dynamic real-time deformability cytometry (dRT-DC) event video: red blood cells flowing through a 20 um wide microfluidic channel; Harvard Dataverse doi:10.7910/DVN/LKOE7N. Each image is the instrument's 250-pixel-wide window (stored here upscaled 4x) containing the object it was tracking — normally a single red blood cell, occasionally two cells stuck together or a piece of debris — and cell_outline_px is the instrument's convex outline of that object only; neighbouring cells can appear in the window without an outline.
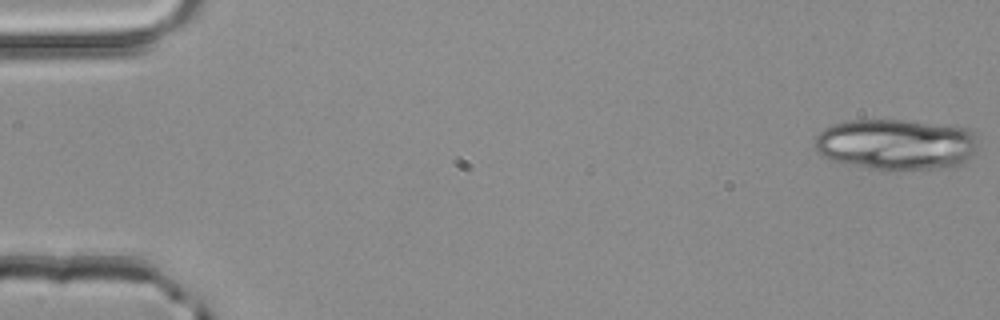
{"species": "common noctule bat (a hibernating species)", "species_latin": "Nyctalus noctula", "temperature_condition": "room temperature", "stored_images_in_passage": 4, "segment_of_instrument_passage": [2, 2], "camera_frame_rate_fps": 3000, "um_per_image_px": 0.085, "animal": {"sex": "male", "body_mass_g": 20.4}, "frame": {"image": 1, "passage_image": 4, "time_ms": 1.0, "image_size_px": [1000, 320], "cell_outline_px": [[980, 136], [976, 152], [964, 164], [956, 168], [900, 172], [884, 172], [832, 160], [816, 152], [816, 136], [824, 128], [832, 124], [848, 120], [904, 120], [968, 128]], "centroid_in_image_um": [76.27, 12.32], "position_along_channel_um": 8.7, "area_um2": 50.17}}